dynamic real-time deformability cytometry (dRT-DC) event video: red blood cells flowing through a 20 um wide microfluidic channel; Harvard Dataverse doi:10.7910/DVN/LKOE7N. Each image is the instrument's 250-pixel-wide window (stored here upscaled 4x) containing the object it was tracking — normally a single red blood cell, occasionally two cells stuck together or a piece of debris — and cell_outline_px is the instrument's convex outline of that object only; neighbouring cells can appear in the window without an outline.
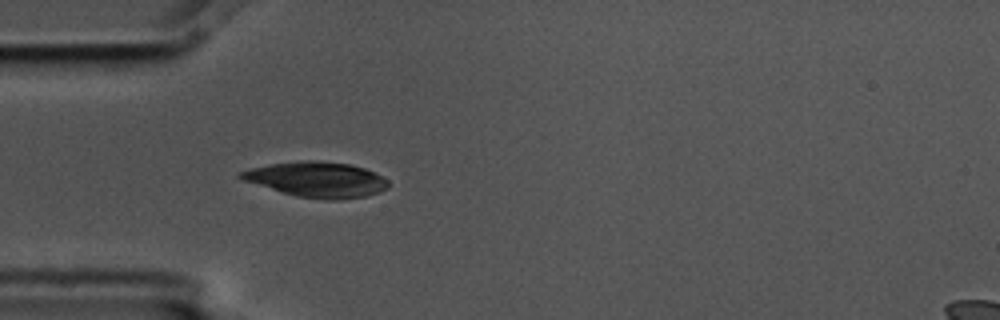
{"species": "common noctule bat (a hibernating species)", "species_latin": "Nyctalus noctula", "temperature_condition": "cold", "stored_images_in_passage": 5, "camera_frame_rate_fps": 3000, "um_per_image_px": 0.085, "animal": {"sex": "male", "body_mass_g": 17.5, "forearm_length_mm": 52.3}, "frame": {"image": 1, "passage_image": 5, "time_ms": 1.333, "image_size_px": [1000, 320], "cell_outline_px": [[388, 188], [380, 192], [364, 196], [336, 200], [328, 200], [296, 196], [244, 180], [236, 176], [240, 172], [252, 168], [272, 164], [304, 160], [312, 160], [352, 164], [364, 168], [388, 180]], "centroid_in_image_um": [26.96, 15.26], "position_along_channel_um": 58.0, "area_um2": 29.88}}